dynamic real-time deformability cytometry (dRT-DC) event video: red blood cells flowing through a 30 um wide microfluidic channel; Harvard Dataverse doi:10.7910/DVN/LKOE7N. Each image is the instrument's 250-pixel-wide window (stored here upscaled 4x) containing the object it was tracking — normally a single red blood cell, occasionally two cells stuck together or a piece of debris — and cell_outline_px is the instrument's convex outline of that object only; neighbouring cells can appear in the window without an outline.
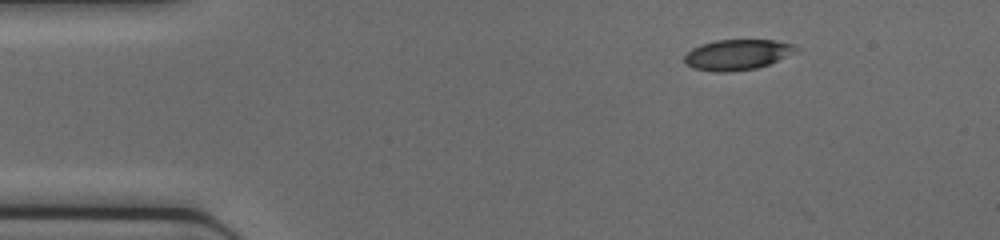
{"species": "common noctule bat (a hibernating species)", "species_latin": "Nyctalus noctula", "temperature_condition": "cold", "stored_images_in_passage": 2, "camera_frame_rate_fps": 3000, "um_per_image_px": 0.085, "animal": {"sex": "female", "body_mass_g": 17.0, "forearm_length_mm": 48.0}, "frame": {"image": 1, "passage_image": 1, "time_ms": 0.0, "image_size_px": [1000, 240], "cell_outline_px": [[800, 48], [796, 52], [768, 64], [756, 68], [728, 72], [716, 72], [692, 68], [684, 64], [684, 56], [692, 48], [700, 44], [716, 40], [776, 40], [792, 44]], "centroid_in_image_um": [62.64, 4.64], "position_along_channel_um": 22.4, "area_um2": 19.88}}